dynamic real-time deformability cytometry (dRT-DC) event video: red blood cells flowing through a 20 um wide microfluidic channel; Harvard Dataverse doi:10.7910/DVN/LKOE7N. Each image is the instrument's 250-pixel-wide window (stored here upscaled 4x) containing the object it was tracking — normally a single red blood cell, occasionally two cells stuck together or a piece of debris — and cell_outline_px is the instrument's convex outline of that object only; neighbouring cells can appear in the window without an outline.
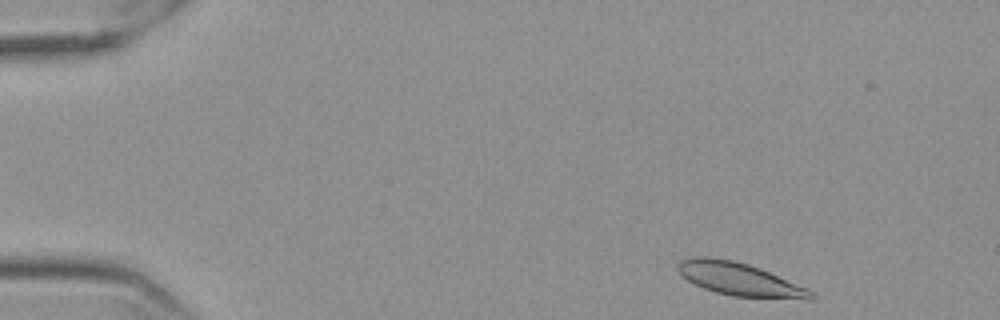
{"species": "Egyptian fruit bat (a non-hibernating species)", "species_latin": "Rousettus aegyptiacus", "temperature_condition": "cold", "stored_images_in_passage": 53, "camera_frame_rate_fps": 3000, "um_per_image_px": 0.085, "frame": {"image": 1, "passage_image": 2, "time_ms": 0.333, "image_size_px": [1000, 320], "cell_outline_px": [[816, 296], [812, 300], [808, 300], [732, 296], [716, 292], [704, 288], [688, 280], [676, 268], [676, 264], [680, 260], [692, 256], [704, 256], [732, 260], [748, 264], [760, 268], [808, 288]], "centroid_in_image_um": [62.89, 23.74], "position_along_channel_um": 22.1, "area_um2": 25.66}}
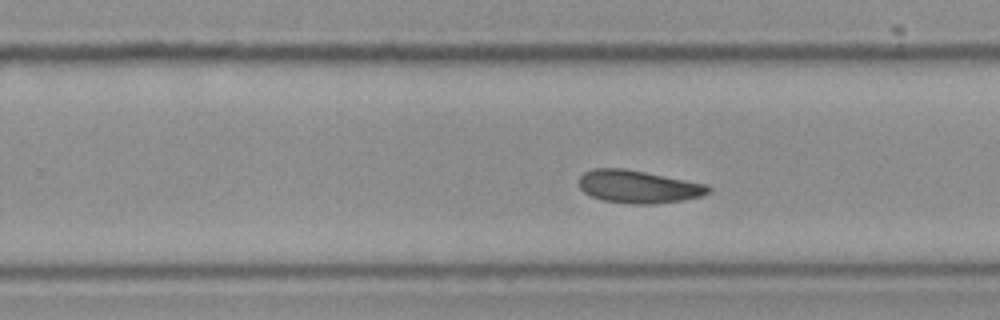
{"frame": {"image": 2, "passage_image": 32, "time_ms": 10.333, "image_size_px": [1000, 320], "cell_outline_px": [[712, 188], [708, 192], [700, 196], [684, 200], [656, 204], [628, 204], [600, 200], [584, 192], [580, 188], [580, 176], [584, 172], [592, 168], [624, 168], [708, 184]], "centroid_in_image_um": [54.25, 15.87], "position_along_channel_um": 275.5, "area_um2": 24.85}}
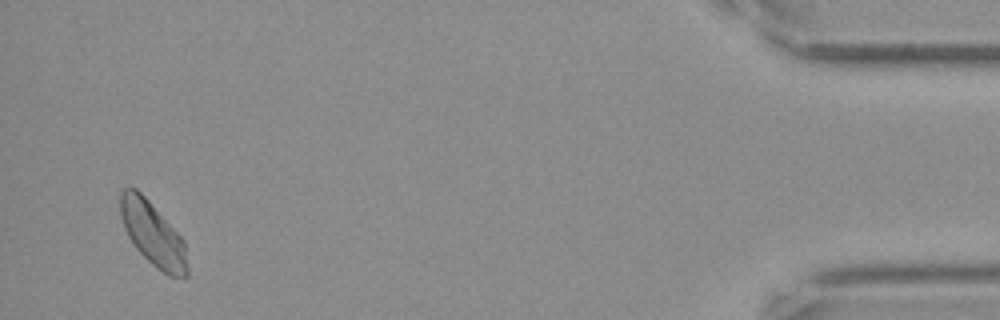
{"frame": {"image": 3, "passage_image": 51, "time_ms": 16.667, "image_size_px": [1000, 320], "cell_outline_px": [[188, 276], [168, 276], [156, 268], [136, 248], [128, 236], [124, 228], [120, 216], [120, 192], [124, 188], [136, 188], [148, 200], [184, 240], [188, 268]], "centroid_in_image_um": [12.98, 19.89], "position_along_channel_um": 422.2, "area_um2": 24.68}, "authors_computed_cell_mechanics": {"area_um2": 24.7962, "velocity_mm_per_s": 3.4925, "shape_relaxation_time_tau1_ms": 7.9393, "shape_relaxation_time_tau2_ms": null, "deformation_change_tau1": 0.1539, "deformation_change_tau2": null}}